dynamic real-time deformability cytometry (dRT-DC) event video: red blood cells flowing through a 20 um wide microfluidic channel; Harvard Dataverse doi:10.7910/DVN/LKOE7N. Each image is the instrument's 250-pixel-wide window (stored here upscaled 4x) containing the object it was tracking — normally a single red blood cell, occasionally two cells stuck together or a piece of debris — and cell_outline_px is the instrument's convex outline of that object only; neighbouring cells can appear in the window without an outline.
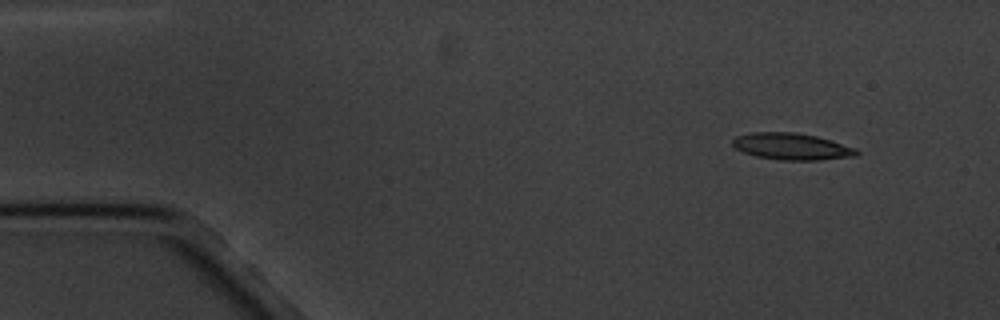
{"species": "common noctule bat (a hibernating species)", "species_latin": "Nyctalus noctula", "temperature_condition": "cold", "stored_images_in_passage": 5, "camera_frame_rate_fps": 3000, "um_per_image_px": 0.085, "animal": {"sex": "male", "body_mass_g": 20.1, "forearm_length_mm": 53.5}, "frame": {"image": 1, "passage_image": 2, "time_ms": 1.0, "image_size_px": [1000, 320], "cell_outline_px": [[860, 152], [856, 156], [820, 160], [780, 160], [756, 156], [744, 152], [736, 148], [732, 144], [732, 140], [736, 136], [748, 132], [796, 132], [816, 136], [856, 148]], "centroid_in_image_um": [67.28, 12.45], "position_along_channel_um": 17.7, "area_um2": 19.31}}
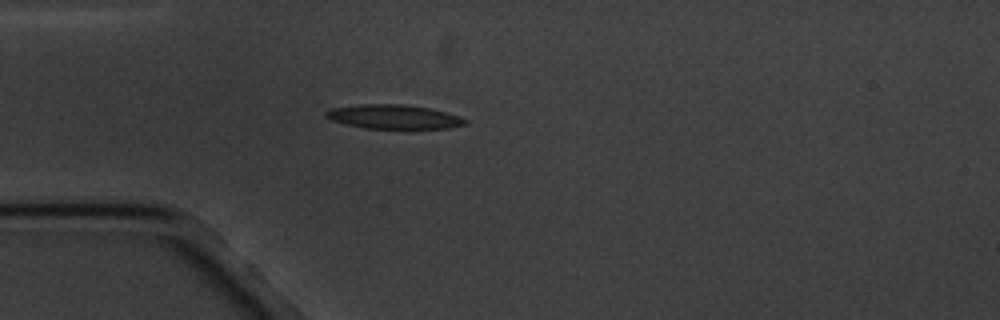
{"frame": {"image": 2, "passage_image": 4, "time_ms": 4.333, "image_size_px": [1000, 320], "cell_outline_px": [[468, 124], [448, 128], [364, 128], [344, 124], [332, 120], [324, 116], [324, 112], [328, 108], [360, 104], [404, 104], [428, 108], [444, 112], [468, 120]], "centroid_in_image_um": [33.39, 9.92], "position_along_channel_um": 51.6, "area_um2": 19.54}}